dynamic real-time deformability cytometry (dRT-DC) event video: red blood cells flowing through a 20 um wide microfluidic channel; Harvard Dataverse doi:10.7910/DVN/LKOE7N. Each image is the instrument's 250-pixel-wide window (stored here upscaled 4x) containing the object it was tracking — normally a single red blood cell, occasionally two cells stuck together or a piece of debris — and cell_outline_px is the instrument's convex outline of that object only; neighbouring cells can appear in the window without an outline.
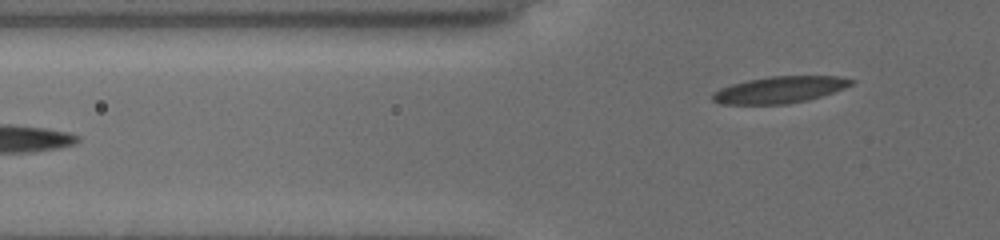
{"species": "common noctule bat (a hibernating species)", "species_latin": "Nyctalus noctula", "temperature_condition": "cold", "stored_images_in_passage": 11, "segment_of_instrument_passage": [2, 2], "camera_frame_rate_fps": 3000, "um_per_image_px": 0.085, "animal": {"sex": "female", "body_mass_g": 19.5, "forearm_length_mm": 54.1}, "frame": {"image": 1, "passage_image": 11, "time_ms": 8.0, "image_size_px": [1000, 240], "cell_outline_px": [[856, 80], [852, 84], [844, 88], [808, 100], [784, 104], [720, 104], [712, 100], [712, 96], [720, 88], [732, 84], [748, 80], [768, 76], [840, 76]], "centroid_in_image_um": [66.28, 7.62], "position_along_channel_um": 59.5, "area_um2": 21.39}}